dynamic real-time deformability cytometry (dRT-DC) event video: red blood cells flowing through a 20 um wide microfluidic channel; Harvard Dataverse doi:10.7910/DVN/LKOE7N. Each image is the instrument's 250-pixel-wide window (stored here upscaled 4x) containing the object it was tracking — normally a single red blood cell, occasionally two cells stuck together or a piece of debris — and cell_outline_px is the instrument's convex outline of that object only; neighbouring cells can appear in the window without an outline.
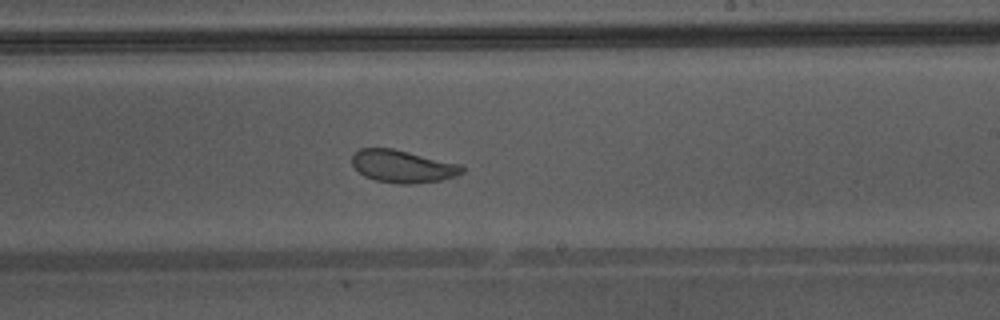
{"species": "Egyptian fruit bat (a non-hibernating species)", "species_latin": "Rousettus aegyptiacus", "temperature_condition": "warm", "stored_images_in_passage": 45, "camera_frame_rate_fps": 3000, "um_per_image_px": 0.085, "animal": {"sex": "male"}, "frame": {"image": 1, "passage_image": 26, "time_ms": 8.333, "image_size_px": [1000, 320], "cell_outline_px": [[464, 172], [456, 176], [440, 180], [412, 184], [396, 184], [376, 180], [364, 176], [352, 164], [352, 156], [360, 148], [392, 148], [460, 164], [464, 168]], "centroid_in_image_um": [34.23, 14.14], "position_along_channel_um": 254.8, "area_um2": 20.75}}
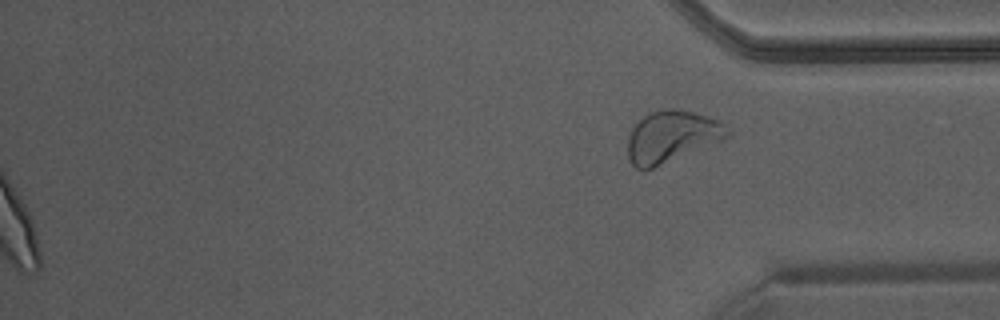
{"frame": {"image": 2, "passage_image": 45, "time_ms": 14.667, "image_size_px": [1000, 320], "cell_outline_px": [[732, 132], [724, 140], [652, 168], [636, 168], [632, 164], [628, 156], [628, 136], [632, 128], [644, 116], [652, 112], [664, 108], [676, 108], [692, 112], [720, 120]], "centroid_in_image_um": [57.12, 11.59], "position_along_channel_um": 378.1, "area_um2": 29.82}, "authors_computed_cell_mechanics": {"area_um2": 25.2008, "velocity_mm_per_s": 4.3303, "shape_relaxation_time_tau1_ms": 9.8774, "shape_relaxation_time_tau2_ms": 1.0933, "deformation_change_tau1": 0.1645, "deformation_change_tau2": 0.0819}}